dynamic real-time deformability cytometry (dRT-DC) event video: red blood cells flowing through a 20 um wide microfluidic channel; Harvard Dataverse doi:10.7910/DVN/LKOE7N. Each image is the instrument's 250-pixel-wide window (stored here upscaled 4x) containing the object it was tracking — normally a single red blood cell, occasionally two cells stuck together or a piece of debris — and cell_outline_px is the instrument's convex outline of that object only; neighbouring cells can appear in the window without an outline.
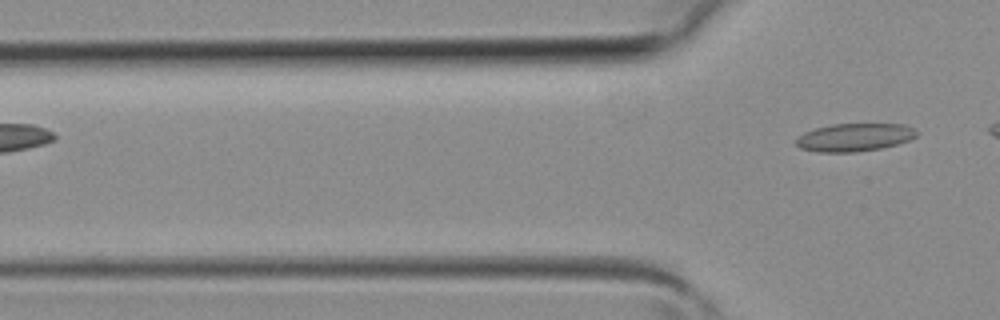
{"species": "common noctule bat (a hibernating species)", "species_latin": "Nyctalus noctula", "temperature_condition": "room temperature", "stored_images_in_passage": 3, "camera_frame_rate_fps": 3000, "um_per_image_px": 0.085, "animal": {"sex": "female", "body_mass_g": 19.3, "forearm_length_mm": 54.1}, "frame": {"image": 1, "passage_image": 3, "time_ms": 0.667, "image_size_px": [1000, 320], "cell_outline_px": [[920, 132], [916, 136], [908, 140], [896, 144], [880, 148], [856, 152], [820, 152], [800, 148], [796, 144], [796, 140], [804, 132], [816, 128], [832, 124], [904, 124]], "centroid_in_image_um": [72.64, 11.67], "position_along_channel_um": 53.2, "area_um2": 19.48}}